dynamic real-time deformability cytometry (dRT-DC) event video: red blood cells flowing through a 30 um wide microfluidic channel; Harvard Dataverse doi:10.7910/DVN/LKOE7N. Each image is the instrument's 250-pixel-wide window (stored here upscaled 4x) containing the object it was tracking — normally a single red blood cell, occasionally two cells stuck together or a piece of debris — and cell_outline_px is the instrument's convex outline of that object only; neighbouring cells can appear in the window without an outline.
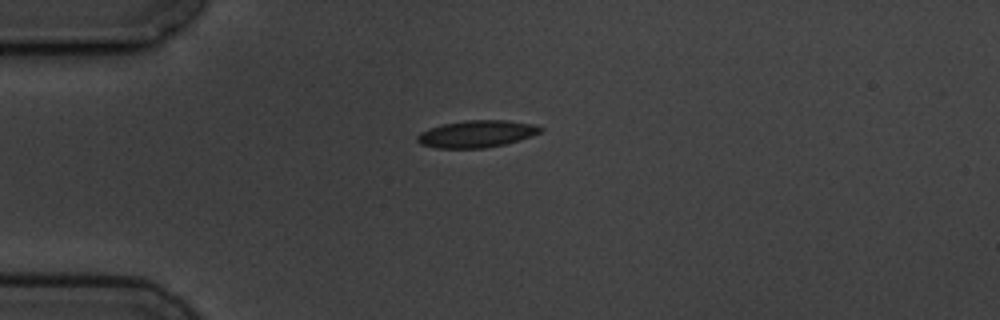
{"species": "common noctule bat (a hibernating species)", "species_latin": "Nyctalus noctula", "temperature_condition": "cold", "stored_images_in_passage": 2, "camera_frame_rate_fps": 3000, "um_per_image_px": 0.085, "animal": {"sex": "male", "body_mass_g": 19.5, "forearm_length_mm": 54.6}, "frame": {"image": 1, "passage_image": 2, "time_ms": 2.0, "image_size_px": [1000, 320], "cell_outline_px": [[544, 128], [540, 132], [532, 136], [520, 140], [504, 144], [484, 148], [436, 148], [420, 144], [416, 140], [416, 136], [420, 132], [444, 124], [464, 120], [504, 120], [536, 124]], "centroid_in_image_um": [40.53, 11.38], "position_along_channel_um": 44.5, "area_um2": 19.42}}